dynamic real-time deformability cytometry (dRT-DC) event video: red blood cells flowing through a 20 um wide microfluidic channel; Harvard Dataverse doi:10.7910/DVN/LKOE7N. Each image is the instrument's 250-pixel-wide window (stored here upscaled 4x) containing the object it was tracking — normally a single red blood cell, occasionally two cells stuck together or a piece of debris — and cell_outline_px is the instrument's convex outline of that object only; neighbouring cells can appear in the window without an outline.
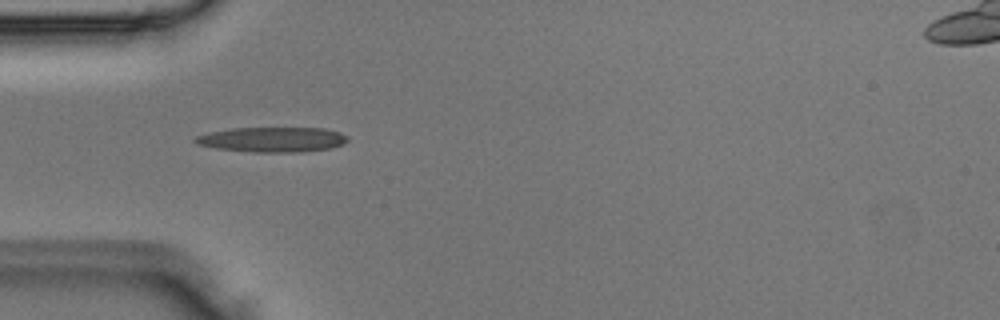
{"species": "Egyptian fruit bat (a non-hibernating species)", "species_latin": "Rousettus aegyptiacus", "temperature_condition": "room temperature", "stored_images_in_passage": 3, "camera_frame_rate_fps": 3000, "um_per_image_px": 0.085, "animal": {"sex": "male"}, "frame": {"image": 1, "passage_image": 1, "time_ms": 0.0, "image_size_px": [1000, 320], "cell_outline_px": [[348, 140], [344, 144], [332, 148], [300, 152], [252, 152], [216, 148], [196, 144], [192, 140], [196, 136], [208, 132], [232, 128], [324, 128], [340, 132], [348, 136]], "centroid_in_image_um": [23.16, 11.86], "position_along_channel_um": 61.8, "area_um2": 22.37}}
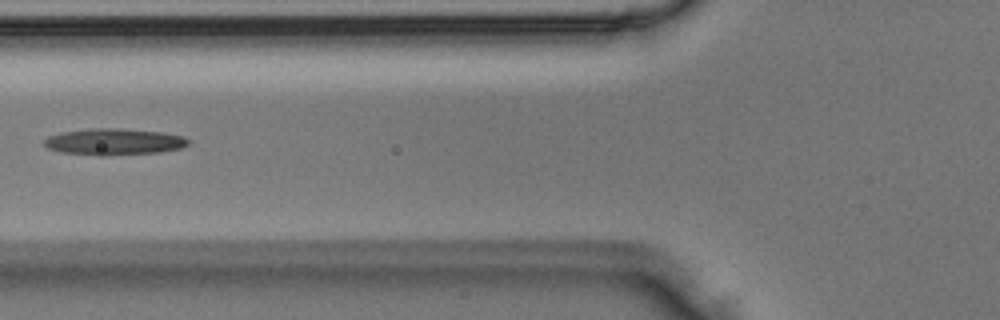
{"frame": {"image": 2, "passage_image": 2, "time_ms": 0.333, "image_size_px": [1000, 320], "cell_outline_px": [[188, 144], [180, 148], [160, 152], [104, 156], [100, 156], [60, 152], [48, 148], [44, 144], [44, 140], [48, 136], [60, 132], [88, 128], [120, 128], [164, 132], [184, 136], [188, 140]], "centroid_in_image_um": [9.67, 12.04], "position_along_channel_um": 116.1, "area_um2": 22.48}}